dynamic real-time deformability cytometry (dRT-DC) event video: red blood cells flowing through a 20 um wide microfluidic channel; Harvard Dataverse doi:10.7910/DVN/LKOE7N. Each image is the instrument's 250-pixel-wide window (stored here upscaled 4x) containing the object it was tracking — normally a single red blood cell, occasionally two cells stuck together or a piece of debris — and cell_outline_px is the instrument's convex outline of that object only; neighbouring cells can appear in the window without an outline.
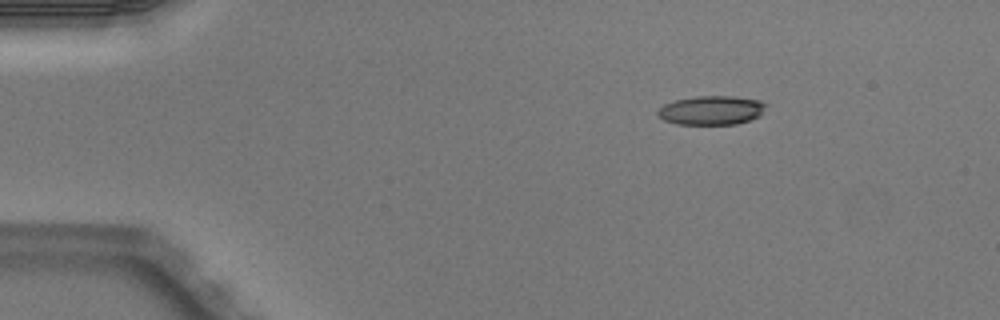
{"species": "Egyptian fruit bat (a non-hibernating species)", "species_latin": "Rousettus aegyptiacus", "temperature_condition": "warm", "stored_images_in_passage": 3, "camera_frame_rate_fps": 3000, "um_per_image_px": 0.085, "animal": {"sex": "male"}, "frame": {"image": 1, "passage_image": 1, "time_ms": 0.0, "image_size_px": [1000, 320], "cell_outline_px": [[768, 104], [760, 116], [736, 124], [676, 124], [664, 120], [656, 112], [664, 104], [676, 100], [696, 96], [732, 96], [760, 100]], "centroid_in_image_um": [60.5, 9.37], "position_along_channel_um": 24.5, "area_um2": 18.26}}